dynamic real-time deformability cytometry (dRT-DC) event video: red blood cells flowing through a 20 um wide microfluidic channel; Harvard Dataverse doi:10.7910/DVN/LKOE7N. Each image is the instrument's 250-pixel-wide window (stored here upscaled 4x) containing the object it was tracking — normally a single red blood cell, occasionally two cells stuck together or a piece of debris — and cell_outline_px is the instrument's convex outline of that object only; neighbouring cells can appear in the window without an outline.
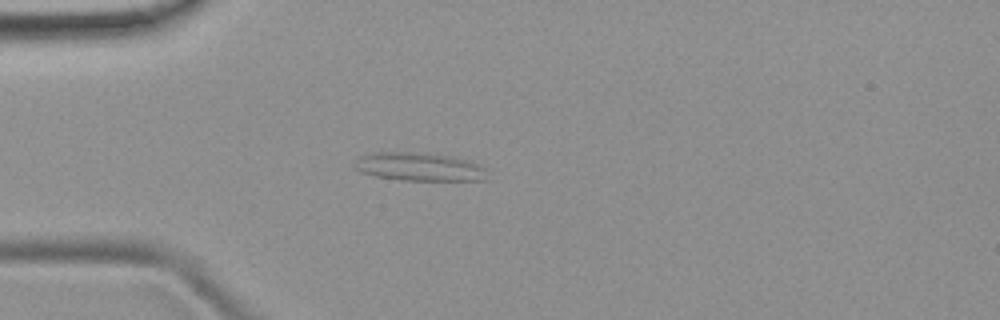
{"species": "common noctule bat (a hibernating species)", "species_latin": "Nyctalus noctula", "temperature_condition": "room temperature", "stored_images_in_passage": 4, "camera_frame_rate_fps": 3000, "um_per_image_px": 0.085, "animal": {"sex": "female", "body_mass_g": 19.9}, "frame": {"image": 1, "passage_image": 3, "time_ms": 3.333, "image_size_px": [1000, 320], "cell_outline_px": [[488, 180], [400, 180], [376, 176], [360, 172], [352, 164], [356, 156], [376, 152], [424, 152], [452, 156], [472, 160], [488, 168]], "centroid_in_image_um": [35.68, 14.16], "position_along_channel_um": 49.3, "area_um2": 22.6}}